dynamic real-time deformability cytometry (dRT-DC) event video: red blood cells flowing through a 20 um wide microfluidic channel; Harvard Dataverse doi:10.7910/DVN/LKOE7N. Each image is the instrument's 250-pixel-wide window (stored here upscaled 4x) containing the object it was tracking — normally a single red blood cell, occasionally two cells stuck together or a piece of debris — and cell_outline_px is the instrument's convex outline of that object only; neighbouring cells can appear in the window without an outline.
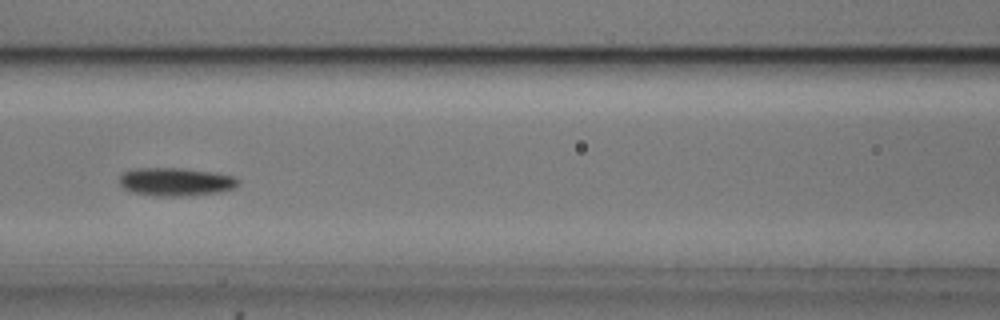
{"species": "common noctule bat (a hibernating species)", "species_latin": "Nyctalus noctula", "temperature_condition": "cold", "stored_images_in_passage": 53, "camera_frame_rate_fps": 3000, "um_per_image_px": 0.085, "animal": {"sex": "male", "body_mass_g": 20.5, "forearm_length_mm": 52.5}, "frame": {"image": 1, "passage_image": 23, "time_ms": 7.333, "image_size_px": [1000, 320], "cell_outline_px": [[240, 184], [232, 188], [216, 192], [180, 196], [156, 196], [132, 192], [124, 188], [120, 184], [120, 176], [124, 172], [136, 168], [180, 168], [212, 172], [232, 176], [240, 180]], "centroid_in_image_um": [14.91, 15.45], "position_along_channel_um": 151.7, "area_um2": 19.25}}
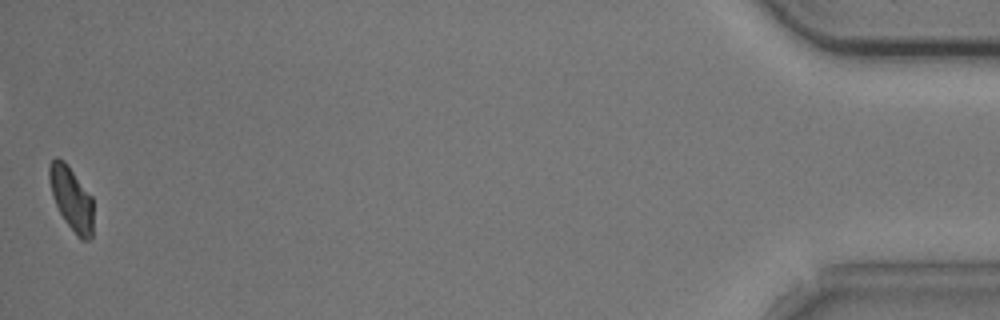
{"frame": {"image": 2, "passage_image": 53, "time_ms": 17.333, "image_size_px": [1000, 320], "cell_outline_px": [[92, 236], [88, 240], [80, 240], [76, 236], [64, 220], [56, 204], [52, 192], [48, 176], [48, 164], [56, 156], [64, 160], [68, 164], [92, 196]], "centroid_in_image_um": [6.06, 16.85], "position_along_channel_um": 429.1, "area_um2": 16.42}, "authors_computed_cell_mechanics": {"area_um2": 18.0914, "velocity_mm_per_s": 3.7184, "shape_relaxation_time_tau1_ms": 3.1652, "shape_relaxation_time_tau2_ms": null, "deformation_change_tau1": 0.108, "deformation_change_tau2": null}}